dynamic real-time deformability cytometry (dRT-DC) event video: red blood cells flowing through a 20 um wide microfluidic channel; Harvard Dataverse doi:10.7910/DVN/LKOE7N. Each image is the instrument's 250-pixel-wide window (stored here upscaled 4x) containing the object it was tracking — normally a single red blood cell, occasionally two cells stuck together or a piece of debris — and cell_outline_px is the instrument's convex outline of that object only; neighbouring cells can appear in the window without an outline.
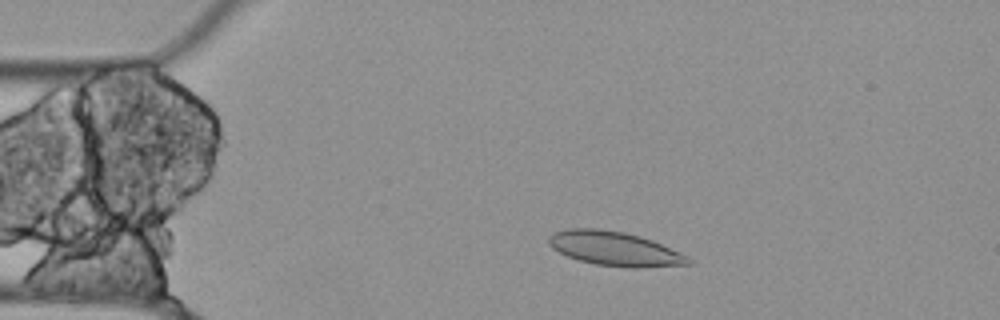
{"species": "Egyptian fruit bat (a non-hibernating species)", "species_latin": "Rousettus aegyptiacus", "temperature_condition": "cold", "stored_images_in_passage": 55, "camera_frame_rate_fps": 3000, "um_per_image_px": 0.085, "animal": {"sex": "female"}, "frame": {"image": 1, "passage_image": 10, "time_ms": 3.0, "image_size_px": [1000, 320], "cell_outline_px": [[692, 264], [636, 268], [632, 268], [596, 264], [580, 260], [568, 256], [552, 248], [548, 244], [548, 236], [556, 232], [568, 228], [600, 228], [624, 232], [640, 236], [652, 240], [680, 252], [688, 256], [692, 260]], "centroid_in_image_um": [52.26, 21.13], "position_along_channel_um": 32.7, "area_um2": 27.8}}
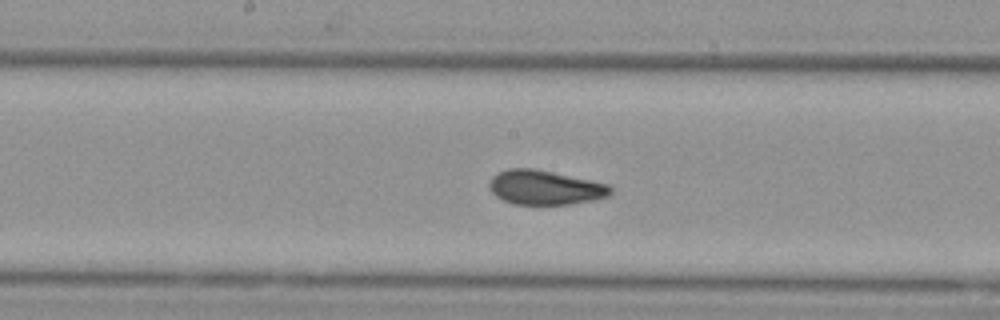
{"frame": {"image": 2, "passage_image": 27, "time_ms": 8.667, "image_size_px": [1000, 320], "cell_outline_px": [[612, 192], [608, 196], [592, 200], [568, 204], [512, 204], [496, 196], [492, 192], [488, 184], [492, 176], [508, 168], [532, 168], [552, 172], [608, 184], [612, 188]], "centroid_in_image_um": [46.3, 15.94], "position_along_channel_um": 201.9, "area_um2": 24.04}}
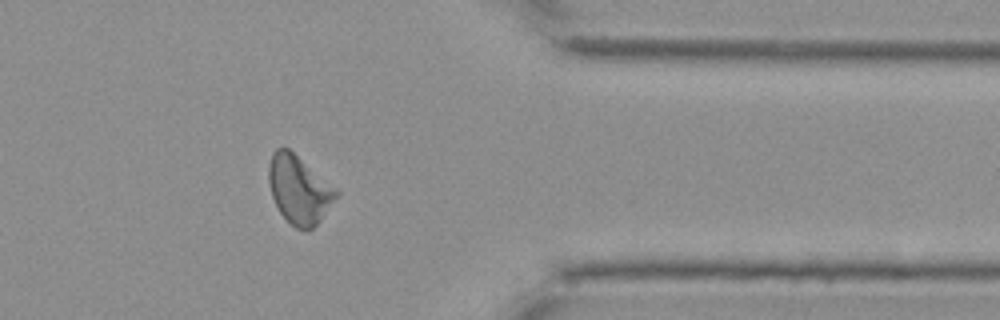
{"frame": {"image": 3, "passage_image": 44, "time_ms": 14.333, "image_size_px": [1000, 320], "cell_outline_px": [[340, 192], [320, 220], [312, 228], [296, 228], [280, 212], [272, 196], [268, 180], [268, 164], [272, 152], [276, 148], [288, 148], [336, 188]], "centroid_in_image_um": [25.4, 16.08], "position_along_channel_um": 386.0, "area_um2": 26.24}, "authors_computed_cell_mechanics": {"area_um2": 25.7788, "velocity_mm_per_s": 3.5079, "shape_relaxation_time_tau1_ms": null, "shape_relaxation_time_tau2_ms": 5.2451, "deformation_change_tau1": null, "deformation_change_tau2": 0.0878}}